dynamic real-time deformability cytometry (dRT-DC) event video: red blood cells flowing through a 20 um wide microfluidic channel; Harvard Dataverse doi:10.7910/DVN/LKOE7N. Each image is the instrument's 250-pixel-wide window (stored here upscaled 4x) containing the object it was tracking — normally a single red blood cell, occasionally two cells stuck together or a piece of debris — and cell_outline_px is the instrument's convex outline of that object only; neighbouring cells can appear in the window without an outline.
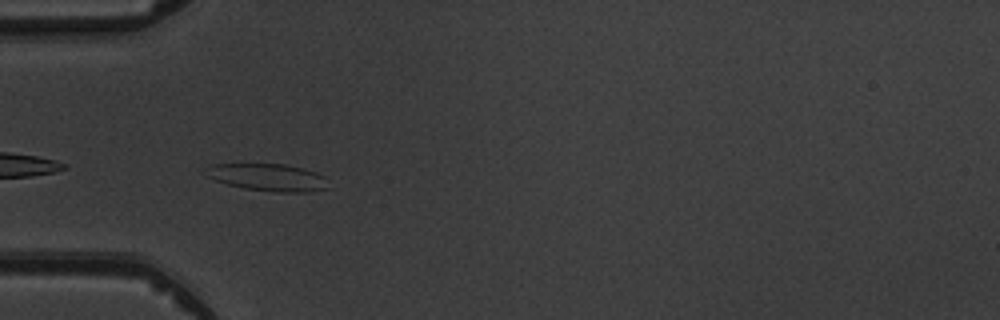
{"species": "common noctule bat (a hibernating species)", "species_latin": "Nyctalus noctula", "temperature_condition": "warm", "stored_images_in_passage": 10, "camera_frame_rate_fps": 3000, "um_per_image_px": 0.085, "animal": {"sex": "male", "body_mass_g": 19.5, "forearm_length_mm": 54.6}, "frame": {"image": 1, "passage_image": 5, "time_ms": 5.333, "image_size_px": [1000, 320], "cell_outline_px": [[328, 188], [308, 192], [276, 192], [244, 188], [228, 184], [216, 180], [208, 176], [208, 168], [212, 164], [284, 164], [304, 168], [316, 172], [324, 176]], "centroid_in_image_um": [22.83, 15.07], "position_along_channel_um": 62.2, "area_um2": 19.19}}
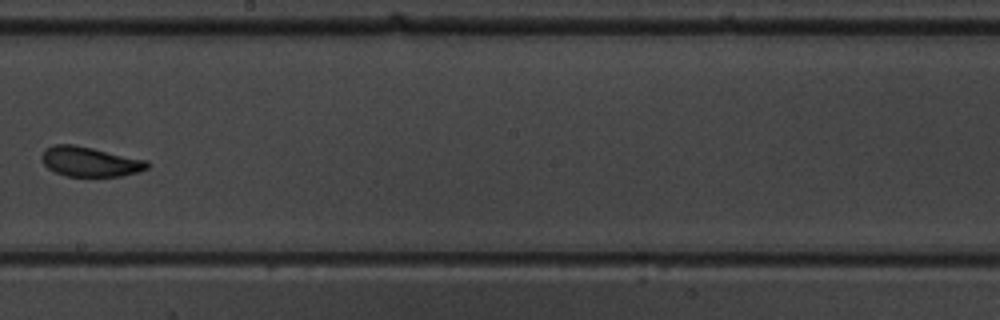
{"frame": {"image": 2, "passage_image": 9, "time_ms": 10.0, "image_size_px": [1000, 320], "cell_outline_px": [[148, 168], [140, 172], [120, 176], [64, 176], [48, 168], [40, 160], [40, 156], [44, 148], [52, 144], [72, 144], [92, 148], [148, 160]], "centroid_in_image_um": [7.61, 13.73], "position_along_channel_um": 240.6, "area_um2": 18.5}}
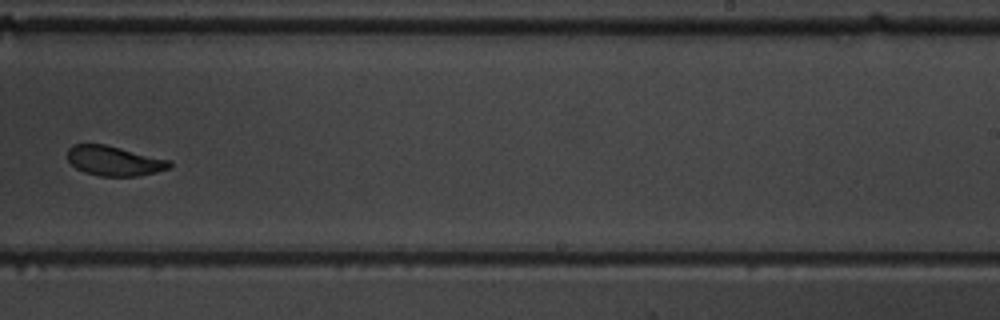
{"frame": {"image": 3, "passage_image": 10, "time_ms": 11.0, "image_size_px": [1000, 320], "cell_outline_px": [[172, 168], [140, 176], [100, 176], [84, 172], [76, 168], [68, 160], [68, 148], [72, 144], [104, 144], [172, 160]], "centroid_in_image_um": [9.74, 13.68], "position_along_channel_um": 279.3, "area_um2": 17.86}}